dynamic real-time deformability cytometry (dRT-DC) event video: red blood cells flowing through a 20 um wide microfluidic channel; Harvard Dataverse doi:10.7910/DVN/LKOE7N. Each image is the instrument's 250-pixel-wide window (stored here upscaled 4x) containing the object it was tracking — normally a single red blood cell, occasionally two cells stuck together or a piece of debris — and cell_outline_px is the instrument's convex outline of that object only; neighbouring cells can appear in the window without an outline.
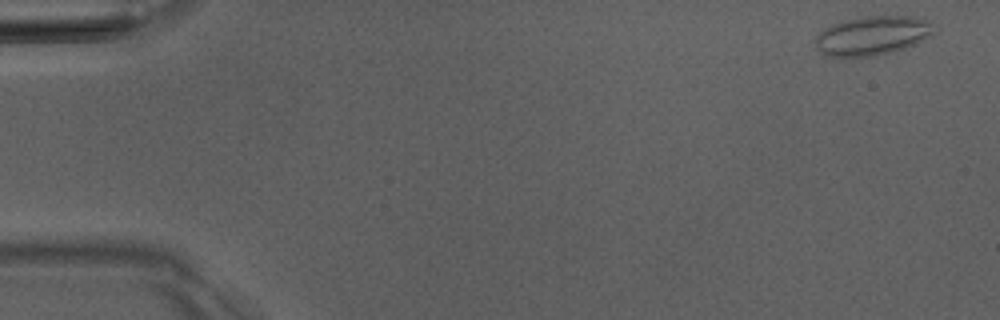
{"species": "Egyptian fruit bat (a non-hibernating species)", "species_latin": "Rousettus aegyptiacus", "temperature_condition": "room temperature", "stored_images_in_passage": 7, "camera_frame_rate_fps": 3000, "um_per_image_px": 0.085, "animal": {"sex": "male"}, "frame": {"image": 1, "passage_image": 1, "time_ms": 0.0, "image_size_px": [1000, 320], "cell_outline_px": [[932, 32], [928, 36], [916, 44], [904, 48], [872, 56], [824, 56], [816, 48], [816, 36], [820, 32], [832, 24], [840, 20], [864, 16], [912, 16], [924, 20], [928, 24]], "centroid_in_image_um": [74.05, 3.02], "position_along_channel_um": 10.9, "area_um2": 26.53}}
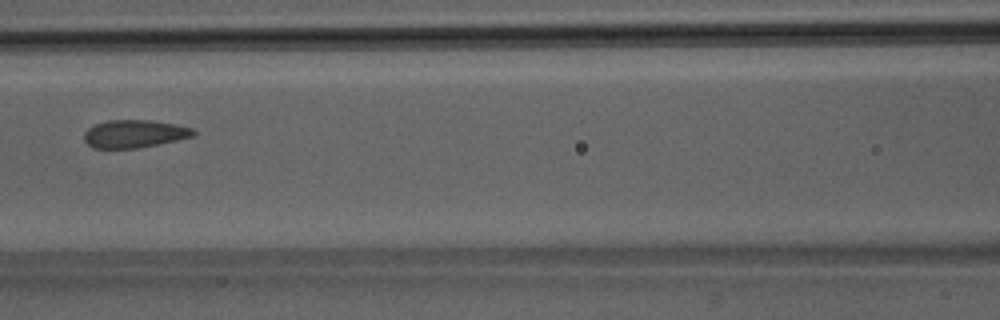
{"frame": {"image": 2, "passage_image": 7, "time_ms": 7.0, "image_size_px": [1000, 320], "cell_outline_px": [[196, 136], [136, 148], [92, 148], [84, 140], [84, 132], [88, 128], [96, 124], [108, 120], [148, 120], [176, 124], [192, 128], [196, 132]], "centroid_in_image_um": [11.42, 11.37], "position_along_channel_um": 155.2, "area_um2": 17.63}}